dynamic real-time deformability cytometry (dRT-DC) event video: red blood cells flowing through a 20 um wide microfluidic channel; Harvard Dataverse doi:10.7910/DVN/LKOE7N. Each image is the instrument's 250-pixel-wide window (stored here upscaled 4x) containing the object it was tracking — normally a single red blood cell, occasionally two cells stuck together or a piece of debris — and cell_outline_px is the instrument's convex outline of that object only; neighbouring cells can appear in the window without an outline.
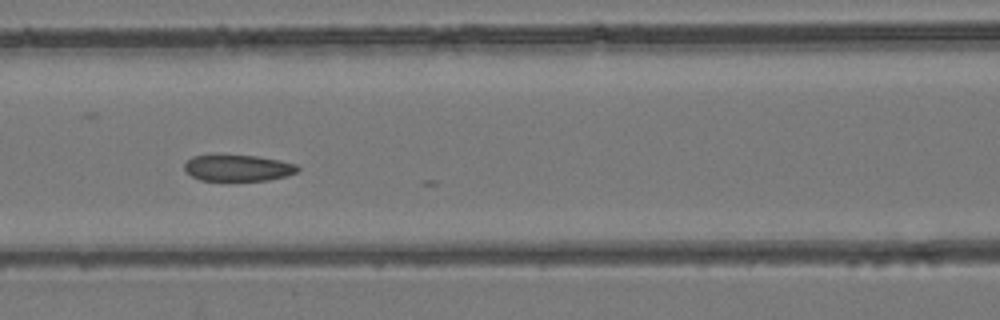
{"species": "common noctule bat (a hibernating species)", "species_latin": "Nyctalus noctula", "temperature_condition": "room temperature", "stored_images_in_passage": 27, "camera_frame_rate_fps": 3000, "um_per_image_px": 0.085, "animal": {"sex": "female", "body_mass_g": 24.6, "forearm_length_mm": 56.2}, "frame": {"image": 1, "passage_image": 22, "time_ms": 7.0, "image_size_px": [1000, 320], "cell_outline_px": [[300, 172], [288, 176], [268, 180], [200, 180], [192, 176], [184, 168], [184, 164], [192, 156], [256, 156], [280, 160], [296, 164], [300, 168]], "centroid_in_image_um": [20.3, 14.29], "position_along_channel_um": 146.3, "area_um2": 17.17}}
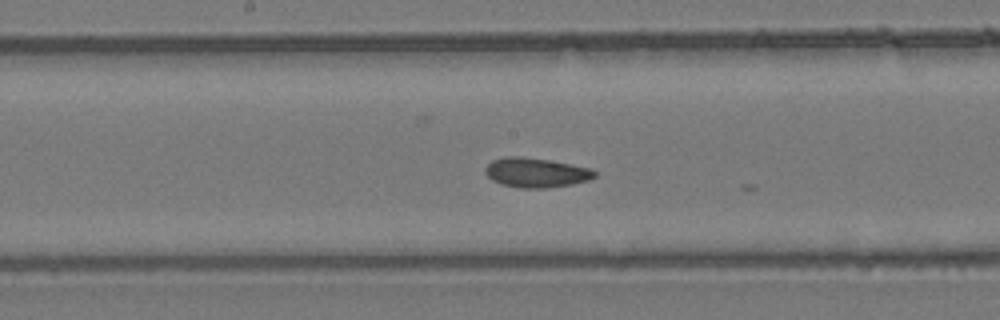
{"frame": {"image": 2, "passage_image": 26, "time_ms": 8.333, "image_size_px": [1000, 320], "cell_outline_px": [[596, 176], [588, 180], [572, 184], [544, 188], [520, 188], [500, 184], [492, 180], [484, 172], [484, 168], [492, 160], [504, 156], [520, 156], [548, 160], [592, 168], [596, 172]], "centroid_in_image_um": [45.53, 14.67], "position_along_channel_um": 202.7, "area_um2": 18.9}}